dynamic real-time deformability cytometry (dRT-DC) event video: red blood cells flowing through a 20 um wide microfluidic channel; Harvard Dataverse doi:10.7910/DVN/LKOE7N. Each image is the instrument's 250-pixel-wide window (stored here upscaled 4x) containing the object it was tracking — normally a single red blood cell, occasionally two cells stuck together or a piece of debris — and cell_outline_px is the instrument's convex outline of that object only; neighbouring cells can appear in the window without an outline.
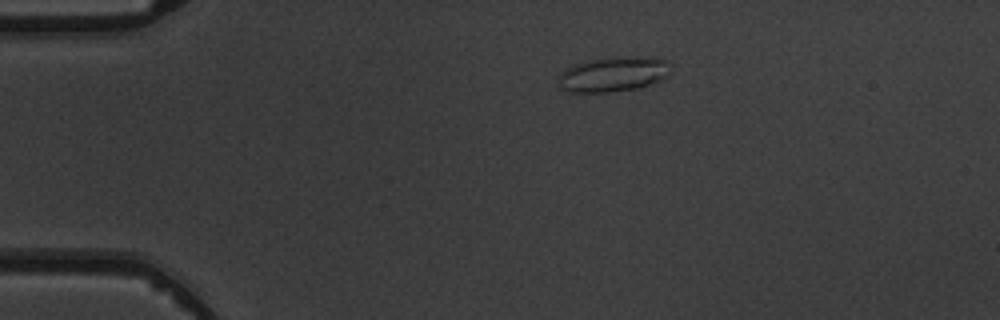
{"species": "common noctule bat (a hibernating species)", "species_latin": "Nyctalus noctula", "temperature_condition": "warm", "stored_images_in_passage": 4, "camera_frame_rate_fps": 3000, "um_per_image_px": 0.085, "animal": {"sex": "male", "body_mass_g": 19.5, "forearm_length_mm": 54.6}, "frame": {"image": 1, "passage_image": 1, "time_ms": 0.0, "image_size_px": [1000, 320], "cell_outline_px": [[672, 72], [668, 76], [660, 80], [636, 88], [580, 96], [560, 88], [556, 76], [560, 72], [572, 64], [588, 60], [648, 56], [668, 60], [672, 64]], "centroid_in_image_um": [52.08, 6.34], "position_along_channel_um": 32.9, "area_um2": 23.58}}
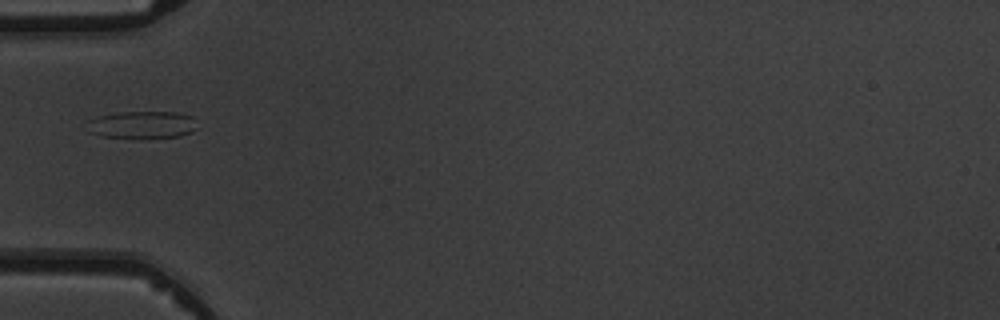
{"frame": {"image": 2, "passage_image": 3, "time_ms": 2.333, "image_size_px": [1000, 320], "cell_outline_px": [[196, 128], [192, 132], [180, 136], [100, 136], [88, 132], [88, 120], [96, 116], [124, 112], [176, 112], [192, 116]], "centroid_in_image_um": [12.06, 10.57], "position_along_channel_um": 72.9, "area_um2": 16.94}}
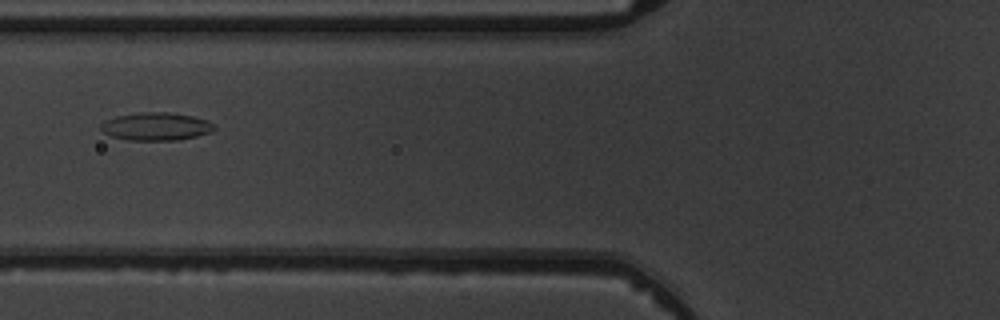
{"frame": {"image": 3, "passage_image": 4, "time_ms": 3.333, "image_size_px": [1000, 320], "cell_outline_px": [[216, 128], [212, 132], [196, 136], [176, 140], [128, 140], [112, 136], [104, 132], [100, 128], [100, 124], [104, 120], [116, 116], [144, 112], [168, 112], [192, 116], [208, 120]], "centroid_in_image_um": [13.26, 10.75], "position_along_channel_um": 112.5, "area_um2": 18.38}}